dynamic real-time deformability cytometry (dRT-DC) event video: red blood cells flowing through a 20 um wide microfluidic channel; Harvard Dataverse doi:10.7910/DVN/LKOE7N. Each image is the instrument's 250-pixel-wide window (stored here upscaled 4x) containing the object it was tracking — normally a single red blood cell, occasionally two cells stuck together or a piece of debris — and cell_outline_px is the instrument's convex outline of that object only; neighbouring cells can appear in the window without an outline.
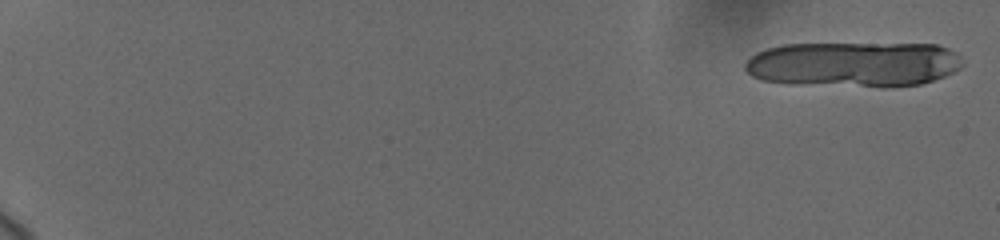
{"species": "human", "species_latin": "Homo sapiens", "temperature_condition": "cold", "stored_images_in_passage": 15, "camera_frame_rate_fps": 3000, "um_per_image_px": 0.085, "donor": {"sex": "female"}, "frame": {"image": 1, "passage_image": 1, "time_ms": 0.0, "image_size_px": [1000, 240], "cell_outline_px": [[964, 64], [960, 68], [944, 76], [920, 84], [892, 88], [880, 88], [788, 84], [764, 80], [752, 76], [744, 68], [744, 64], [756, 52], [768, 48], [784, 44], [936, 44], [948, 48], [956, 52], [960, 56]], "centroid_in_image_um": [72.58, 5.48], "position_along_channel_um": 12.4, "area_um2": 58.26}}
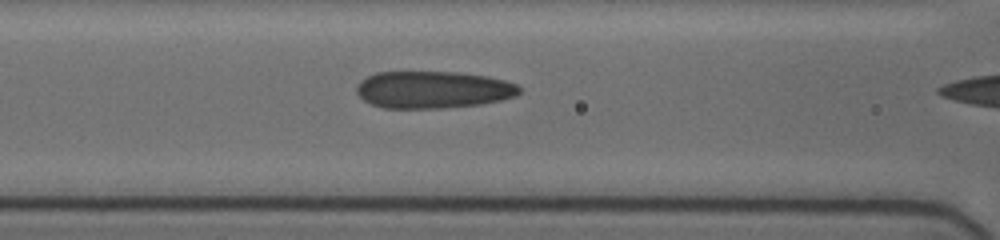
{"frame": {"image": 2, "passage_image": 14, "time_ms": 8.0, "image_size_px": [1000, 240], "cell_outline_px": [[520, 92], [516, 96], [500, 100], [480, 104], [440, 108], [384, 108], [372, 104], [364, 100], [356, 92], [356, 84], [360, 80], [376, 72], [456, 72], [488, 76], [504, 80], [516, 84], [520, 88]], "centroid_in_image_um": [36.79, 7.62], "position_along_channel_um": 129.8, "area_um2": 35.26}}